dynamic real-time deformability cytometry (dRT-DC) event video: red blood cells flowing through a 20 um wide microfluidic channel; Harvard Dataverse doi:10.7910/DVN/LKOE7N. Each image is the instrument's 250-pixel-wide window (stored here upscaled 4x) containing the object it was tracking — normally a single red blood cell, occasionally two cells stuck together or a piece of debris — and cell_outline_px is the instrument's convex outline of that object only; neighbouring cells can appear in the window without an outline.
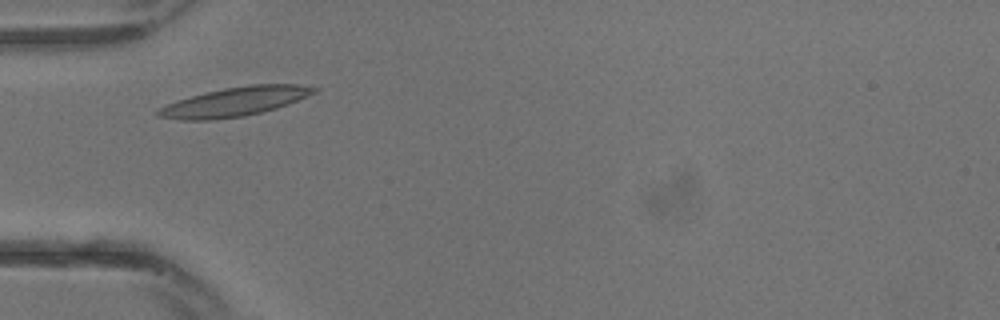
{"species": "common noctule bat (a hibernating species)", "species_latin": "Nyctalus noctula", "temperature_condition": "warm", "stored_images_in_passage": 10, "camera_frame_rate_fps": 3000, "um_per_image_px": 0.085, "animal": {"sex": "male", "body_mass_g": 13.3}, "frame": {"image": 1, "passage_image": 1, "time_ms": 0.0, "image_size_px": [1000, 320], "cell_outline_px": [[320, 88], [316, 92], [308, 96], [288, 104], [276, 108], [244, 116], [212, 120], [184, 120], [160, 116], [156, 112], [160, 108], [176, 100], [204, 92], [224, 88], [252, 84], [296, 84]], "centroid_in_image_um": [19.99, 8.63], "position_along_channel_um": 65.0, "area_um2": 26.24}}
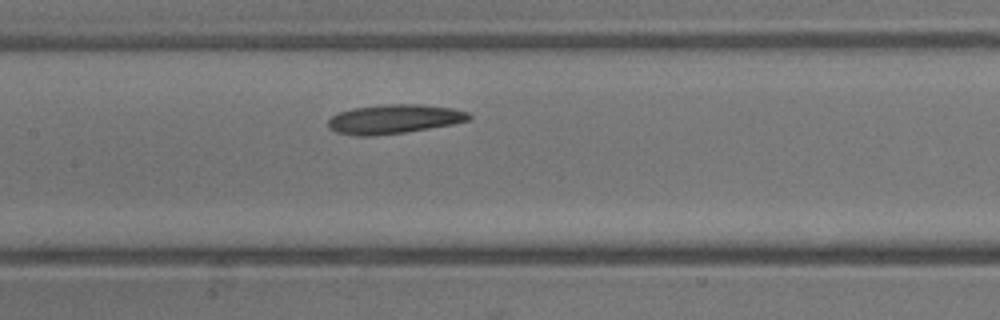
{"frame": {"image": 2, "passage_image": 6, "time_ms": 1.667, "image_size_px": [1000, 320], "cell_outline_px": [[472, 116], [468, 120], [452, 124], [404, 132], [376, 136], [352, 136], [336, 132], [328, 128], [328, 120], [332, 116], [340, 112], [352, 108], [384, 104], [420, 104], [452, 108], [468, 112]], "centroid_in_image_um": [33.45, 10.12], "position_along_channel_um": 173.9, "area_um2": 23.99}}
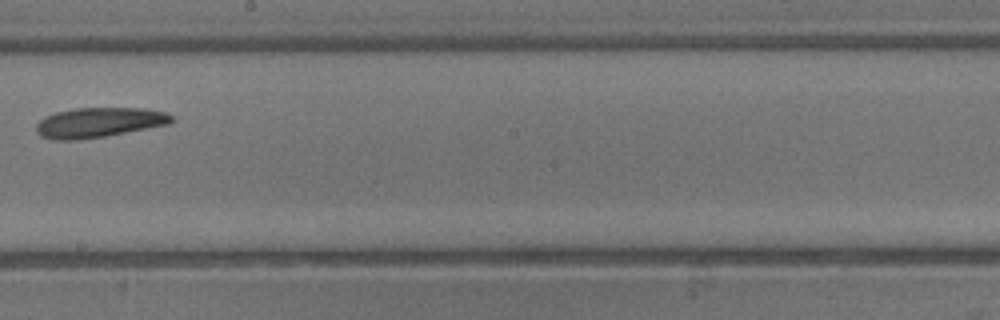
{"frame": {"image": 3, "passage_image": 9, "time_ms": 2.667, "image_size_px": [1000, 320], "cell_outline_px": [[176, 120], [168, 124], [104, 136], [80, 140], [52, 140], [40, 136], [36, 132], [36, 124], [44, 116], [56, 112], [72, 108], [144, 108], [168, 112]], "centroid_in_image_um": [8.38, 10.4], "position_along_channel_um": 239.8, "area_um2": 23.76}}